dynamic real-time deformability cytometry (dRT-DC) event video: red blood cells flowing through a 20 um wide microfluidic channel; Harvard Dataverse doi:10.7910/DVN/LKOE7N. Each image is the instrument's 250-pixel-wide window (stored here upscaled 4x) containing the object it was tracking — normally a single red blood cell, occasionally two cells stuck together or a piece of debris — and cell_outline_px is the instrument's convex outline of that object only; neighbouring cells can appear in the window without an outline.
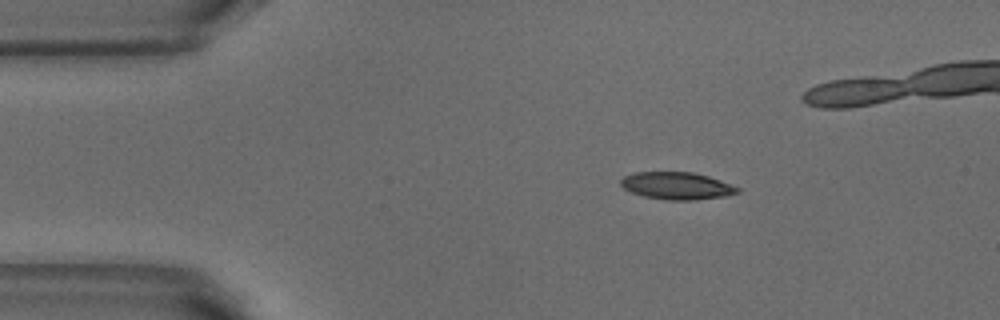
{"species": "common noctule bat (a hibernating species)", "species_latin": "Nyctalus noctula", "temperature_condition": "warm", "stored_images_in_passage": 5, "camera_frame_rate_fps": 3000, "um_per_image_px": 0.085, "animal": {"sex": "male", "body_mass_g": 18.8}, "frame": {"image": 1, "passage_image": 1, "time_ms": 0.0, "image_size_px": [1000, 320], "cell_outline_px": [[740, 192], [724, 196], [696, 200], [668, 200], [644, 196], [632, 192], [624, 188], [620, 184], [620, 180], [624, 176], [636, 172], [692, 172], [708, 176], [720, 180], [740, 188]], "centroid_in_image_um": [57.53, 15.79], "position_along_channel_um": 27.5, "area_um2": 18.5}}